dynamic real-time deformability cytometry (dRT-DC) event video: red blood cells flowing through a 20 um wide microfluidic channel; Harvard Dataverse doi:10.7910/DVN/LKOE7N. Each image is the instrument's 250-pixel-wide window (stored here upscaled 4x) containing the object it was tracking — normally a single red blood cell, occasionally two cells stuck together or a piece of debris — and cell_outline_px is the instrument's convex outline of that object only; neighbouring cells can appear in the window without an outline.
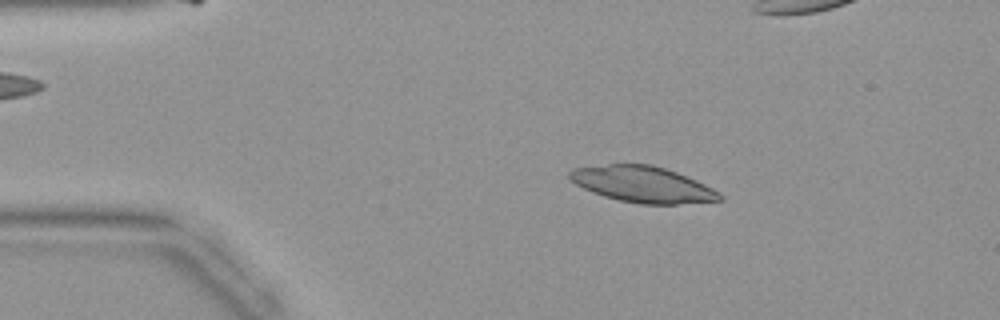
{"species": "common noctule bat (a hibernating species)", "species_latin": "Nyctalus noctula", "temperature_condition": "warm", "stored_images_in_passage": 44, "camera_frame_rate_fps": 3000, "um_per_image_px": 0.085, "animal": {"sex": "female", "body_mass_g": 19.9}, "frame": {"image": 1, "passage_image": 8, "time_ms": 2.333, "image_size_px": [1000, 320], "cell_outline_px": [[724, 200], [676, 204], [640, 204], [620, 200], [604, 196], [592, 192], [576, 184], [568, 176], [568, 172], [572, 168], [608, 164], [652, 164], [676, 172], [696, 180], [720, 192], [724, 196]], "centroid_in_image_um": [54.64, 15.67], "position_along_channel_um": 30.4, "area_um2": 31.5}}
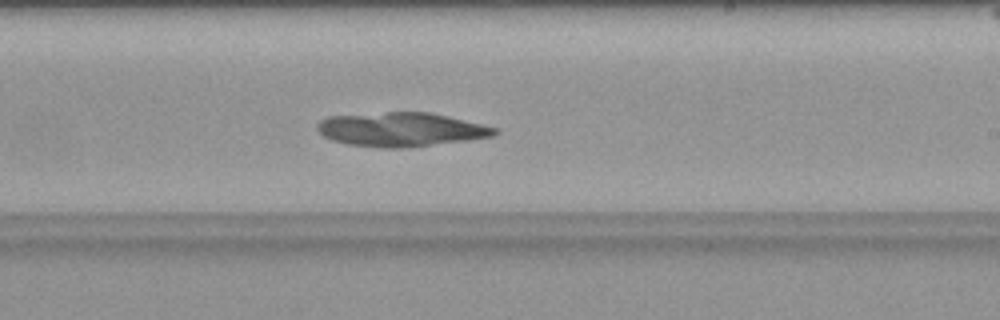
{"frame": {"image": 2, "passage_image": 26, "time_ms": 8.333, "image_size_px": [1000, 320], "cell_outline_px": [[500, 132], [492, 136], [468, 140], [400, 148], [380, 148], [348, 144], [332, 140], [324, 136], [316, 128], [316, 124], [320, 120], [328, 116], [388, 112], [432, 112], [496, 128]], "centroid_in_image_um": [34.05, 11.0], "position_along_channel_um": 254.9, "area_um2": 34.97}}
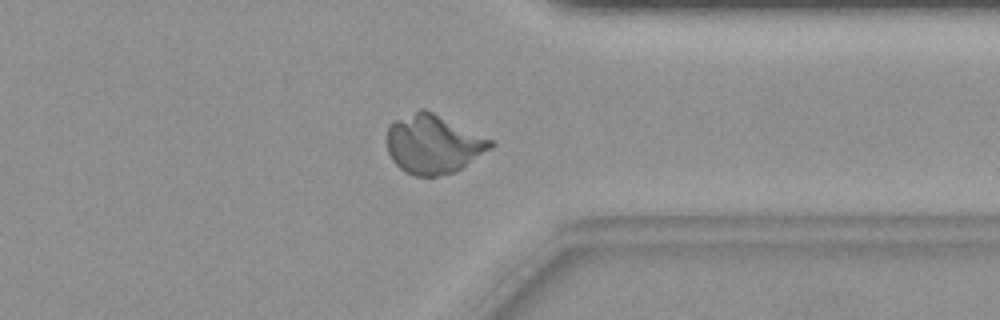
{"frame": {"image": 3, "passage_image": 34, "time_ms": 11.0, "image_size_px": [1000, 320], "cell_outline_px": [[496, 144], [492, 148], [456, 172], [436, 176], [416, 176], [404, 172], [392, 160], [388, 152], [388, 124], [392, 120], [420, 108], [424, 108], [496, 140]], "centroid_in_image_um": [36.86, 12.23], "position_along_channel_um": 374.5, "area_um2": 36.18}}